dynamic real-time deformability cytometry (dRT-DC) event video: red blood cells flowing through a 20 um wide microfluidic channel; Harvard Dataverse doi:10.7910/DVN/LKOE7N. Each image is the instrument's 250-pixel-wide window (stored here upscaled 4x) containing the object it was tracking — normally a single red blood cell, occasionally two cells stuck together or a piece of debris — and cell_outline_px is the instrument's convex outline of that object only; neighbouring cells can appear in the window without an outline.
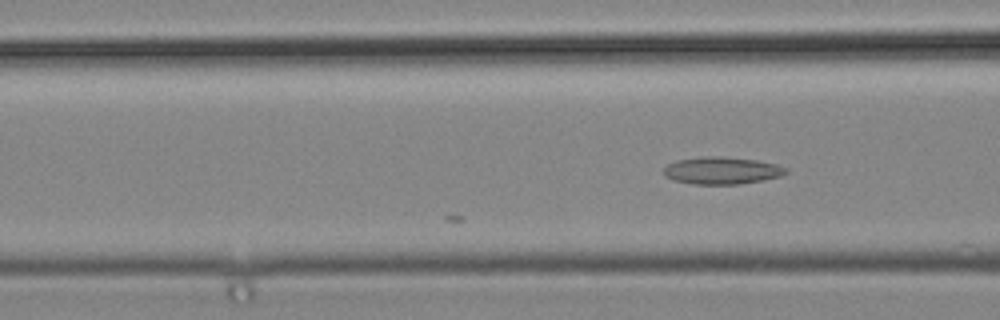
{"species": "common noctule bat (a hibernating species)", "species_latin": "Nyctalus noctula", "temperature_condition": "cold", "stored_images_in_passage": 4, "camera_frame_rate_fps": 3000, "um_per_image_px": 0.085, "animal": {"sex": "male", "body_mass_g": 19.2, "forearm_length_mm": 51.8}, "frame": {"image": 1, "passage_image": 4, "time_ms": 1.0, "image_size_px": [1000, 320], "cell_outline_px": [[788, 172], [780, 176], [764, 180], [740, 184], [692, 184], [672, 180], [664, 176], [664, 168], [668, 164], [676, 160], [704, 156], [724, 156], [756, 160], [776, 164], [788, 168]], "centroid_in_image_um": [61.35, 14.49], "position_along_channel_um": 105.3, "area_um2": 19.59}}